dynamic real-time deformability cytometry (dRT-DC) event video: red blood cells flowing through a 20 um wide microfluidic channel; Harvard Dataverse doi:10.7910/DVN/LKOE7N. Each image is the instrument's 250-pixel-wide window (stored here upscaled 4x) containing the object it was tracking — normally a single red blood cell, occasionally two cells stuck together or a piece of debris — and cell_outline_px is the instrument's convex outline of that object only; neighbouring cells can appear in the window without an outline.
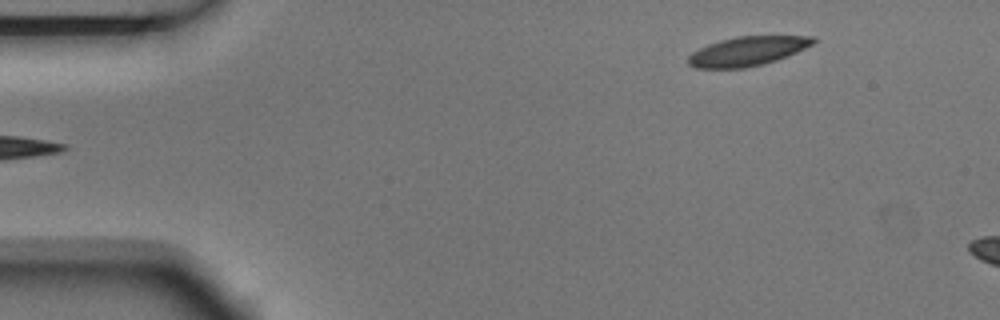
{"species": "Egyptian fruit bat (a non-hibernating species)", "species_latin": "Rousettus aegyptiacus", "temperature_condition": "room temperature", "stored_images_in_passage": 5, "camera_frame_rate_fps": 3000, "um_per_image_px": 0.085, "animal": {"sex": "male"}, "frame": {"image": 1, "passage_image": 5, "time_ms": 1.333, "image_size_px": [1000, 320], "cell_outline_px": [[816, 40], [812, 44], [788, 56], [764, 64], [744, 68], [696, 68], [688, 64], [688, 56], [692, 52], [708, 44], [720, 40], [736, 36], [816, 36]], "centroid_in_image_um": [63.52, 4.35], "position_along_channel_um": 21.5, "area_um2": 21.27}}